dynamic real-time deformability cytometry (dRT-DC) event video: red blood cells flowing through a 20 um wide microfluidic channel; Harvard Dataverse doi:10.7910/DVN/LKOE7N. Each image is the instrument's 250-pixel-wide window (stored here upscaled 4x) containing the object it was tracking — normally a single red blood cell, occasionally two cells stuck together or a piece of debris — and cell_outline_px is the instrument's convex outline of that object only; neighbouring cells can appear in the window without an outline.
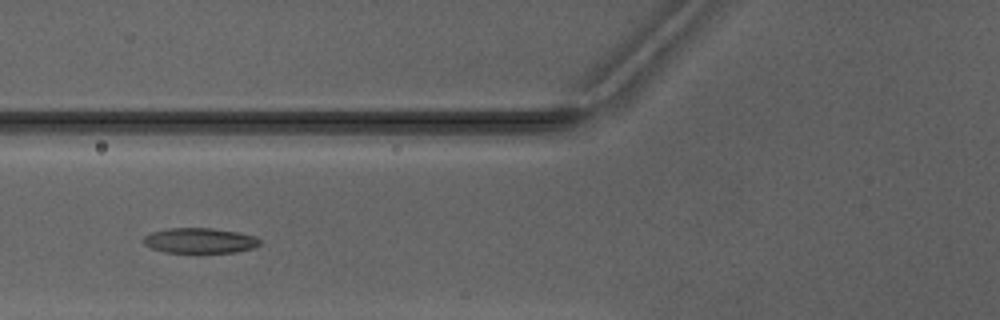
{"species": "Egyptian fruit bat (a non-hibernating species)", "species_latin": "Rousettus aegyptiacus", "temperature_condition": "warm", "stored_images_in_passage": 4, "camera_frame_rate_fps": 3000, "um_per_image_px": 0.085, "animal": {"sex": "male"}, "frame": {"image": 1, "passage_image": 3, "time_ms": 3.333, "image_size_px": [1000, 320], "cell_outline_px": [[260, 244], [252, 248], [232, 252], [196, 256], [164, 252], [152, 248], [144, 244], [144, 236], [152, 232], [168, 228], [212, 228], [236, 232], [256, 236], [260, 240]], "centroid_in_image_um": [16.96, 20.5], "position_along_channel_um": 108.8, "area_um2": 17.86}}
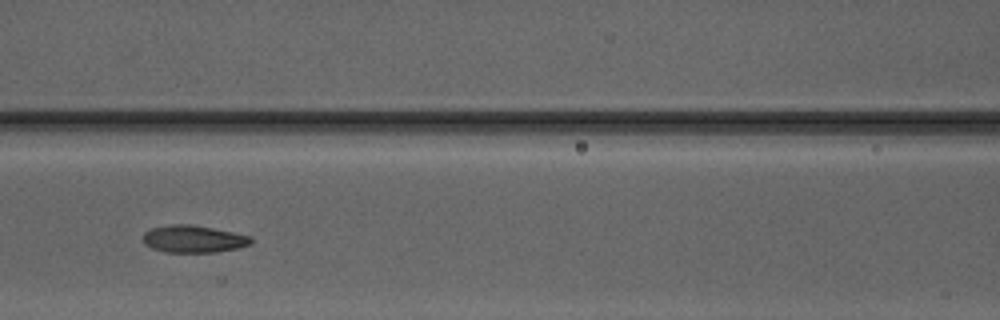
{"frame": {"image": 2, "passage_image": 4, "time_ms": 4.333, "image_size_px": [1000, 320], "cell_outline_px": [[252, 244], [236, 248], [216, 252], [164, 252], [152, 248], [144, 244], [140, 240], [144, 232], [152, 228], [172, 224], [192, 224], [232, 232], [248, 236], [252, 240]], "centroid_in_image_um": [16.38, 20.31], "position_along_channel_um": 150.2, "area_um2": 17.17}}